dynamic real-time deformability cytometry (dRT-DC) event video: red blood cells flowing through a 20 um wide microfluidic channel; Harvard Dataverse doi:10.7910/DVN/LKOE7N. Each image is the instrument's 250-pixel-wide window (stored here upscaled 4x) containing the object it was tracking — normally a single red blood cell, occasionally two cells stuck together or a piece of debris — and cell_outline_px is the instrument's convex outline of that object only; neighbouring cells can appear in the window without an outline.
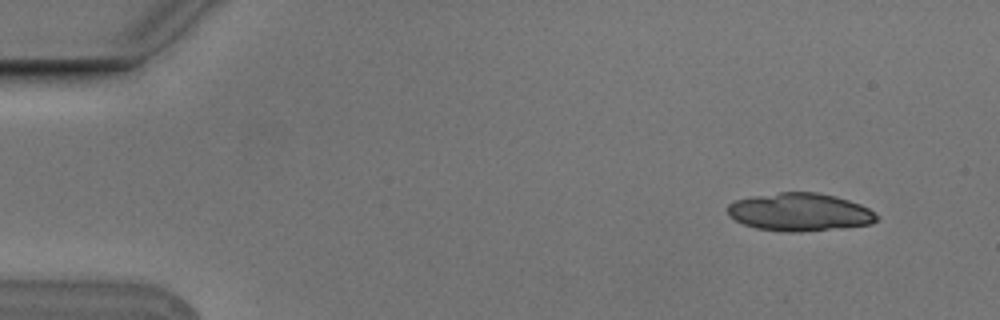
{"species": "Egyptian fruit bat (a non-hibernating species)", "species_latin": "Rousettus aegyptiacus", "temperature_condition": "cold", "stored_images_in_passage": 3, "camera_frame_rate_fps": 3000, "um_per_image_px": 0.085, "animal": {"sex": "male"}, "frame": {"image": 1, "passage_image": 1, "time_ms": 0.0, "image_size_px": [1000, 320], "cell_outline_px": [[880, 220], [872, 224], [800, 232], [788, 232], [756, 228], [744, 224], [728, 216], [728, 204], [736, 200], [756, 196], [780, 192], [816, 192], [836, 196], [860, 204], [868, 208], [880, 216]], "centroid_in_image_um": [68.01, 18.03], "position_along_channel_um": 17.0, "area_um2": 32.89}}